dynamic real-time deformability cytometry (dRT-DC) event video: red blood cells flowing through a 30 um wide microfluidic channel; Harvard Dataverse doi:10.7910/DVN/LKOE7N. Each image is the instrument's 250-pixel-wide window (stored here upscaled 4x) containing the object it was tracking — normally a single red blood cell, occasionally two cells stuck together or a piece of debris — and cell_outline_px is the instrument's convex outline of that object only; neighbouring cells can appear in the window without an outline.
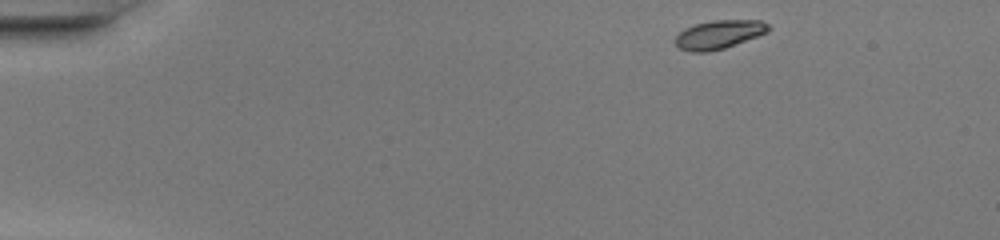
{"species": "common noctule bat (a hibernating species)", "species_latin": "Nyctalus noctula", "temperature_condition": "warm", "stored_images_in_passage": 43, "camera_frame_rate_fps": 3000, "um_per_image_px": 0.085, "animal": {"sex": "female", "body_mass_g": 20.0, "forearm_length_mm": 54.0}, "frame": {"image": 1, "passage_image": 1, "time_ms": 0.0, "image_size_px": [1000, 240], "cell_outline_px": [[772, 28], [768, 32], [724, 48], [708, 52], [692, 52], [680, 48], [672, 40], [684, 28], [696, 24], [712, 20], [760, 20], [768, 24]], "centroid_in_image_um": [61.1, 2.92], "position_along_channel_um": 23.9, "area_um2": 15.55}}
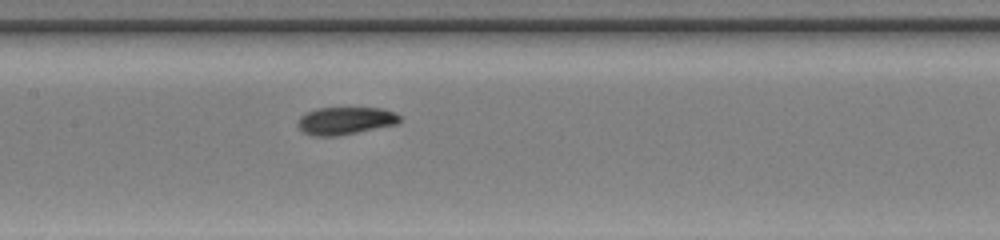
{"frame": {"image": 2, "passage_image": 19, "time_ms": 6.0, "image_size_px": [1000, 240], "cell_outline_px": [[400, 120], [396, 124], [336, 136], [312, 136], [304, 132], [296, 124], [300, 116], [316, 108], [384, 108], [396, 112], [400, 116]], "centroid_in_image_um": [29.35, 10.25], "position_along_channel_um": 178.1, "area_um2": 16.3}}
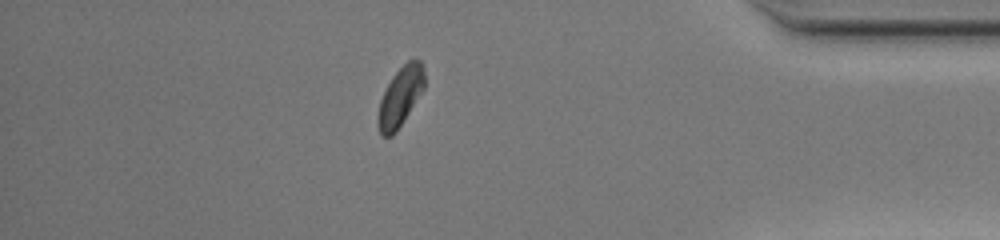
{"frame": {"image": 3, "passage_image": 37, "time_ms": 12.0, "image_size_px": [1000, 240], "cell_outline_px": [[424, 88], [396, 132], [392, 136], [380, 136], [376, 124], [376, 120], [380, 100], [392, 76], [408, 60], [420, 60], [424, 72]], "centroid_in_image_um": [33.99, 8.26], "position_along_channel_um": 401.2, "area_um2": 15.9}, "authors_computed_cell_mechanics": {"area_um2": 16.2996, "velocity_mm_per_s": 4.2484, "shape_relaxation_time_tau1_ms": 3.84, "shape_relaxation_time_tau2_ms": 4.2595, "deformation_change_tau1": 0.1554, "deformation_change_tau2": 0.0326}}